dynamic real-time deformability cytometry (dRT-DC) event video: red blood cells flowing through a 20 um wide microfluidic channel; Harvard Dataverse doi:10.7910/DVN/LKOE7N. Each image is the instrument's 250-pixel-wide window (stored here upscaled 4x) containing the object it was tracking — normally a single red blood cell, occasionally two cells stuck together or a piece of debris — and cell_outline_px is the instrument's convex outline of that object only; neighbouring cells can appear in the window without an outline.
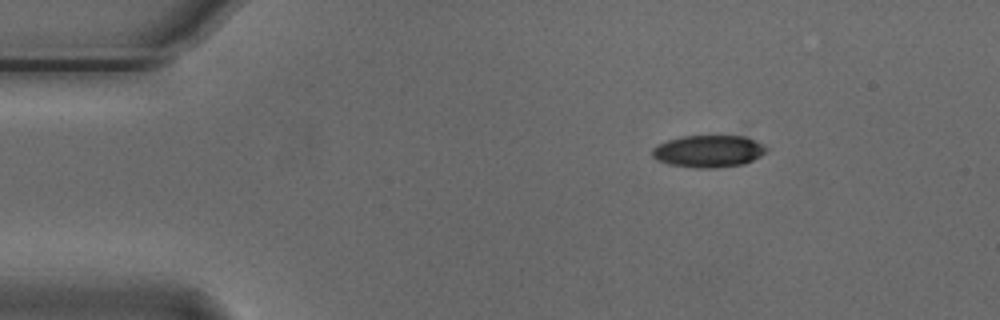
{"species": "Egyptian fruit bat (a non-hibernating species)", "species_latin": "Rousettus aegyptiacus", "temperature_condition": "cold", "stored_images_in_passage": 34, "camera_frame_rate_fps": 3000, "um_per_image_px": 0.085, "animal": {"sex": "male"}, "frame": {"image": 1, "passage_image": 1, "time_ms": 0.0, "image_size_px": [1000, 320], "cell_outline_px": [[768, 148], [760, 156], [744, 164], [716, 168], [696, 168], [668, 164], [656, 160], [652, 156], [652, 148], [656, 144], [680, 136], [748, 136]], "centroid_in_image_um": [60.18, 12.85], "position_along_channel_um": 24.8, "area_um2": 21.5}}
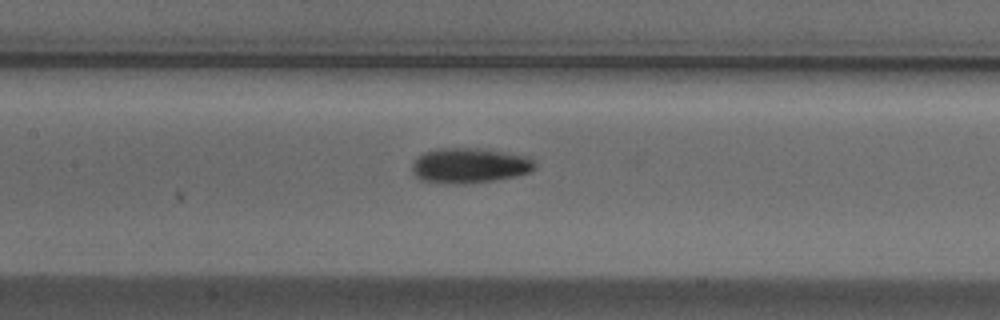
{"frame": {"image": 2, "passage_image": 18, "time_ms": 5.667, "image_size_px": [1000, 320], "cell_outline_px": [[536, 168], [532, 172], [516, 176], [492, 180], [420, 180], [412, 172], [412, 164], [424, 152], [436, 148], [484, 148], [532, 156], [536, 164]], "centroid_in_image_um": [40.04, 13.99], "position_along_channel_um": 167.4, "area_um2": 24.33}}
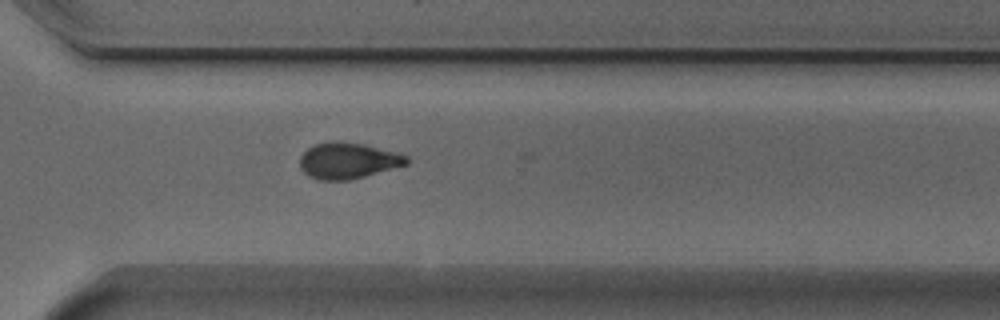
{"frame": {"image": 3, "passage_image": 32, "time_ms": 10.333, "image_size_px": [1000, 320], "cell_outline_px": [[408, 164], [364, 176], [348, 180], [316, 180], [308, 176], [300, 168], [300, 156], [308, 148], [316, 144], [332, 140], [336, 140], [364, 144], [408, 156]], "centroid_in_image_um": [29.53, 13.65], "position_along_channel_um": 341.1, "area_um2": 22.37}}